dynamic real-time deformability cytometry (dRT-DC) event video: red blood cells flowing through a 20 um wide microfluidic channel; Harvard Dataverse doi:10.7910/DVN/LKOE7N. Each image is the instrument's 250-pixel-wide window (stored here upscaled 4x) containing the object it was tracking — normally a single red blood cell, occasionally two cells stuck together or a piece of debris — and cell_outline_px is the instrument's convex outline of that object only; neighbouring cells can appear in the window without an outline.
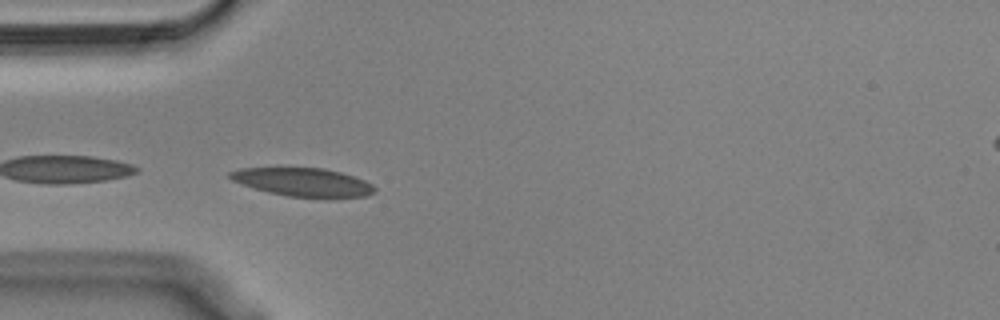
{"species": "Egyptian fruit bat (a non-hibernating species)", "species_latin": "Rousettus aegyptiacus", "temperature_condition": "cold", "stored_images_in_passage": 17, "camera_frame_rate_fps": 3000, "um_per_image_px": 0.085, "animal": {"sex": "male"}, "frame": {"image": 1, "passage_image": 1, "time_ms": 0.0, "image_size_px": [1000, 320], "cell_outline_px": [[376, 192], [368, 196], [328, 200], [288, 196], [268, 192], [232, 180], [228, 176], [228, 172], [240, 168], [324, 168], [340, 172], [364, 180], [372, 184], [376, 188]], "centroid_in_image_um": [25.86, 15.52], "position_along_channel_um": 59.1, "area_um2": 24.45}}
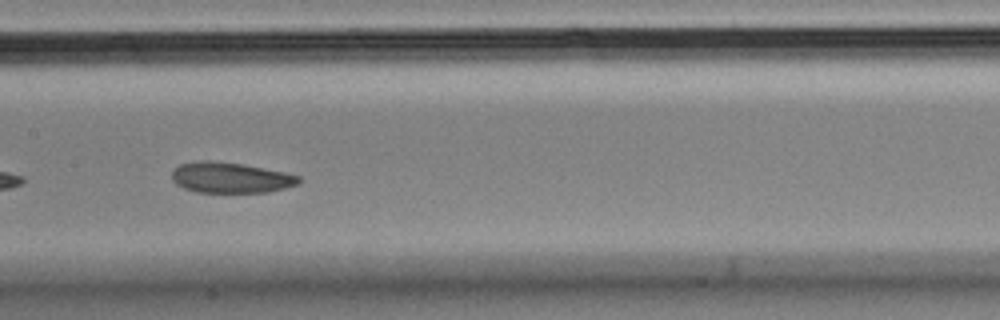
{"frame": {"image": 2, "passage_image": 12, "time_ms": 3.667, "image_size_px": [1000, 320], "cell_outline_px": [[300, 184], [268, 192], [196, 192], [184, 188], [176, 184], [172, 180], [172, 172], [180, 164], [196, 160], [208, 160], [240, 164], [284, 172], [300, 176]], "centroid_in_image_um": [19.58, 15.1], "position_along_channel_um": 187.8, "area_um2": 22.54}}
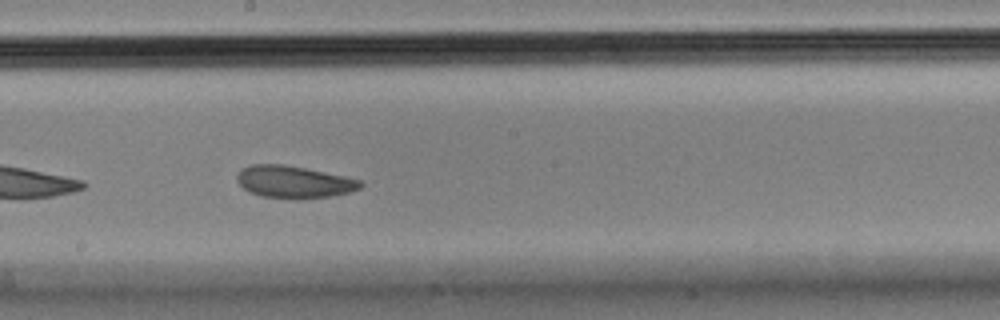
{"frame": {"image": 3, "passage_image": 15, "time_ms": 4.667, "image_size_px": [1000, 320], "cell_outline_px": [[364, 184], [360, 188], [348, 192], [332, 196], [260, 196], [248, 192], [236, 180], [236, 176], [240, 168], [252, 164], [284, 164], [344, 176], [360, 180]], "centroid_in_image_um": [24.92, 15.41], "position_along_channel_um": 223.3, "area_um2": 22.37}}